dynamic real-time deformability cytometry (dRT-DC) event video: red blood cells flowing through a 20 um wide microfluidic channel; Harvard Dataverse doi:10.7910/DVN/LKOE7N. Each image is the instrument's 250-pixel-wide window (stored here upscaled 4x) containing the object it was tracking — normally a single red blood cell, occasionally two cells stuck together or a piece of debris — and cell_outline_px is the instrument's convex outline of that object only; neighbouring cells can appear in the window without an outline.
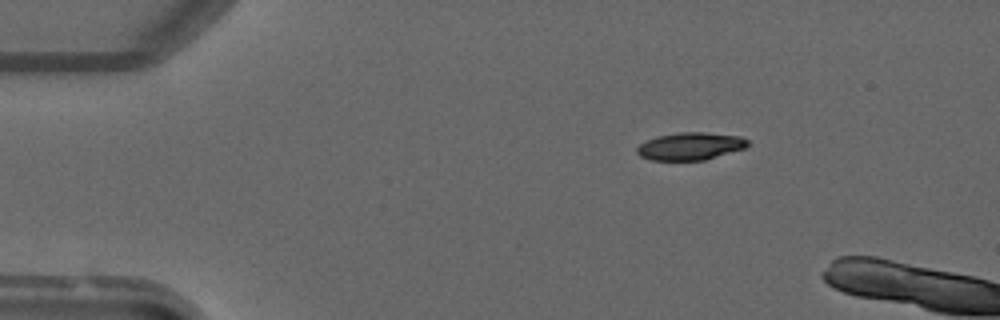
{"species": "common noctule bat (a hibernating species)", "species_latin": "Nyctalus noctula", "temperature_condition": "warm", "stored_images_in_passage": 4, "camera_frame_rate_fps": 3000, "um_per_image_px": 0.085, "animal": {"sex": "male", "forearm_length_mm": 52.5}, "frame": {"image": 1, "passage_image": 3, "time_ms": 2.333, "image_size_px": [1000, 320], "cell_outline_px": [[748, 144], [744, 148], [704, 160], [652, 160], [640, 156], [636, 152], [636, 148], [640, 144], [656, 136], [680, 132], [704, 132], [740, 136], [748, 140]], "centroid_in_image_um": [58.65, 12.42], "position_along_channel_um": 26.3, "area_um2": 17.63}}